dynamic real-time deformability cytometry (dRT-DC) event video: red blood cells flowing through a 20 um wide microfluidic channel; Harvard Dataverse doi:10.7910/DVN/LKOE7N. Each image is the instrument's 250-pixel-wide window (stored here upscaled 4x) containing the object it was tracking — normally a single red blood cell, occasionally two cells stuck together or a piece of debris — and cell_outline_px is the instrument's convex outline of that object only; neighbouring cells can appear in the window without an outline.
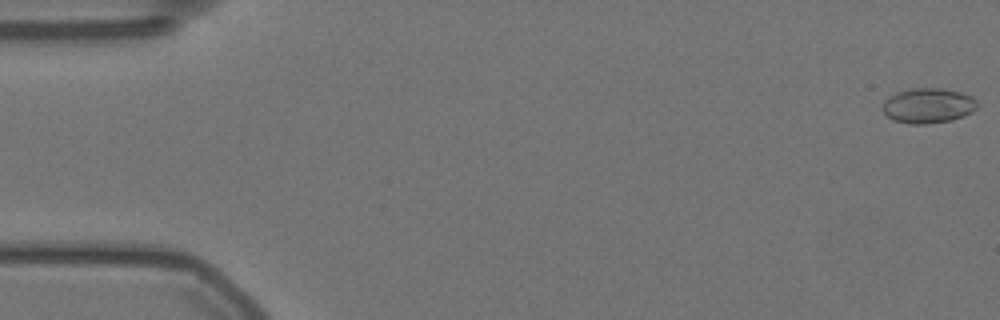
{"species": "Egyptian fruit bat (a non-hibernating species)", "species_latin": "Rousettus aegyptiacus", "temperature_condition": "warm", "stored_images_in_passage": 52, "camera_frame_rate_fps": 3000, "um_per_image_px": 0.085, "animal": {"sex": "female"}, "frame": {"image": 1, "passage_image": 1, "time_ms": 0.0, "image_size_px": [1000, 320], "cell_outline_px": [[980, 104], [972, 112], [964, 116], [952, 120], [924, 124], [908, 124], [892, 120], [880, 108], [884, 100], [888, 96], [896, 92], [912, 88], [944, 88], [960, 92], [972, 96]], "centroid_in_image_um": [78.88, 8.97], "position_along_channel_um": 6.1, "area_um2": 19.71}}
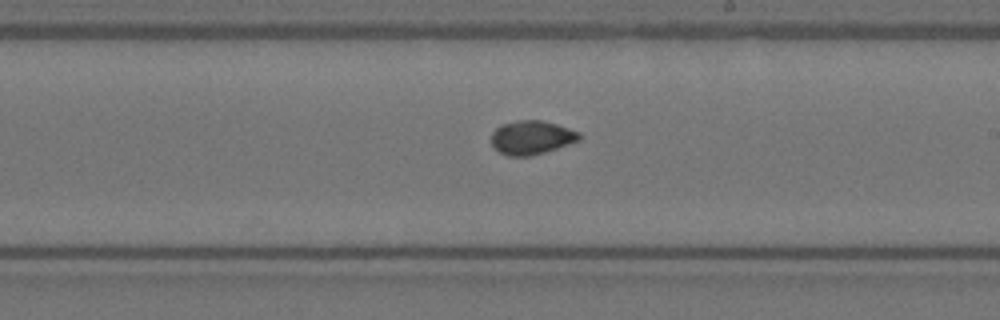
{"frame": {"image": 2, "passage_image": 33, "time_ms": 10.667, "image_size_px": [1000, 320], "cell_outline_px": [[580, 140], [532, 156], [508, 156], [500, 152], [492, 144], [492, 132], [500, 124], [516, 120], [540, 120], [556, 124], [580, 132]], "centroid_in_image_um": [45.17, 11.68], "position_along_channel_um": 243.8, "area_um2": 17.22}}
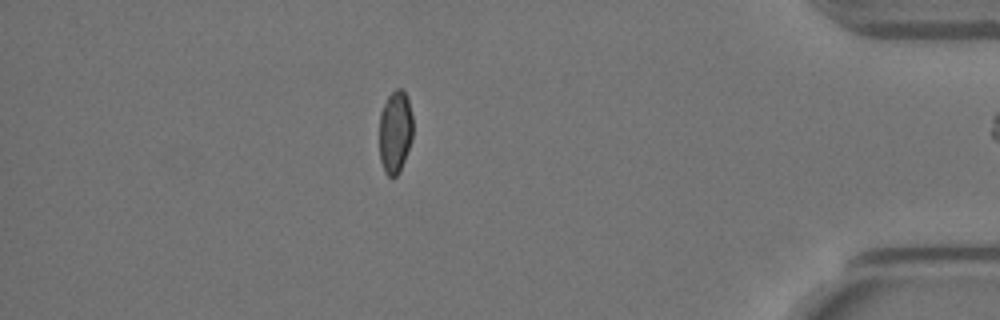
{"frame": {"image": 3, "passage_image": 50, "time_ms": 16.333, "image_size_px": [1000, 320], "cell_outline_px": [[412, 136], [400, 172], [396, 176], [388, 176], [384, 172], [380, 160], [380, 112], [388, 96], [396, 88], [400, 88], [404, 92], [408, 100], [412, 116]], "centroid_in_image_um": [33.58, 11.21], "position_along_channel_um": 401.6, "area_um2": 16.01}, "authors_computed_cell_mechanics": {"area_um2": 17.1666, "velocity_mm_per_s": 3.5485, "shape_relaxation_time_tau1_ms": 5.7672, "shape_relaxation_time_tau2_ms": 2.1261, "deformation_change_tau1": 0.1258, "deformation_change_tau2": 0.0428}}